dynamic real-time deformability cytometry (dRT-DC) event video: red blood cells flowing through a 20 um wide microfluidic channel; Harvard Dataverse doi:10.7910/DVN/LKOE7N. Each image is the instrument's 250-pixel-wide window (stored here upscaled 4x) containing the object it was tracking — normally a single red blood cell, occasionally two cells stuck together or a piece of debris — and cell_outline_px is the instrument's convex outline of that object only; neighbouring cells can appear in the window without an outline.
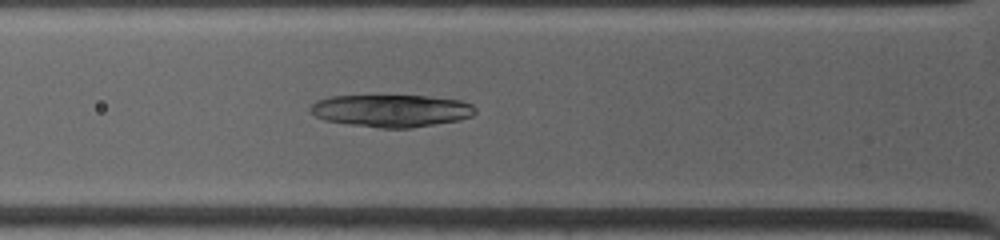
{"species": "common noctule bat (a hibernating species)", "species_latin": "Nyctalus noctula", "temperature_condition": "warm", "stored_images_in_passage": 26, "camera_frame_rate_fps": 4500, "um_per_image_px": 0.085, "animal": {"sex": "female", "body_mass_g": 19.0, "forearm_length_mm": 53.3}, "frame": {"image": 1, "passage_image": 7, "time_ms": 2.889, "image_size_px": [1000, 240], "cell_outline_px": [[476, 112], [472, 116], [460, 120], [412, 128], [380, 128], [324, 120], [308, 112], [308, 108], [316, 100], [332, 96], [428, 96], [460, 100], [472, 104], [476, 108]], "centroid_in_image_um": [33.27, 9.41], "position_along_channel_um": 92.5, "area_um2": 31.21}}
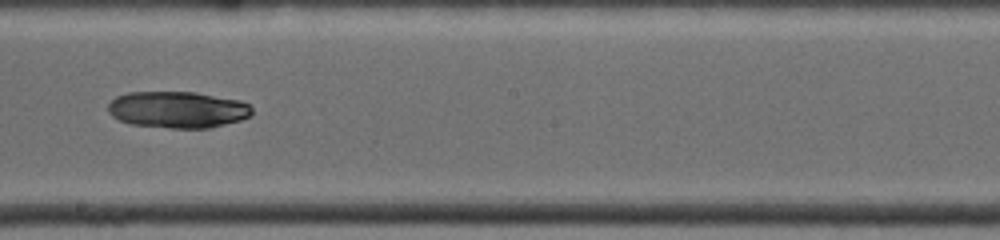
{"frame": {"image": 2, "passage_image": 16, "time_ms": 6.444, "image_size_px": [1000, 240], "cell_outline_px": [[252, 116], [240, 120], [208, 128], [172, 128], [132, 124], [120, 120], [112, 116], [108, 112], [108, 104], [116, 96], [128, 92], [196, 92], [240, 100], [248, 104], [252, 108]], "centroid_in_image_um": [15.11, 9.31], "position_along_channel_um": 233.1, "area_um2": 30.69}}
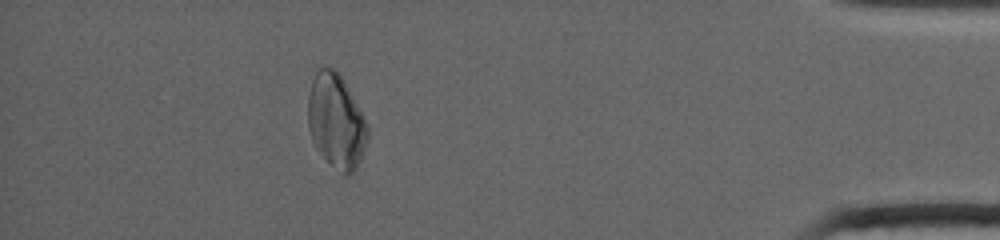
{"frame": {"image": 3, "passage_image": 25, "time_ms": 12.444, "image_size_px": [1000, 240], "cell_outline_px": [[368, 136], [360, 160], [356, 168], [348, 176], [344, 176], [316, 148], [312, 140], [308, 128], [308, 96], [316, 64], [324, 64], [340, 72], [364, 116], [368, 128]], "centroid_in_image_um": [28.55, 10.21], "position_along_channel_um": 406.6, "area_um2": 33.12}}